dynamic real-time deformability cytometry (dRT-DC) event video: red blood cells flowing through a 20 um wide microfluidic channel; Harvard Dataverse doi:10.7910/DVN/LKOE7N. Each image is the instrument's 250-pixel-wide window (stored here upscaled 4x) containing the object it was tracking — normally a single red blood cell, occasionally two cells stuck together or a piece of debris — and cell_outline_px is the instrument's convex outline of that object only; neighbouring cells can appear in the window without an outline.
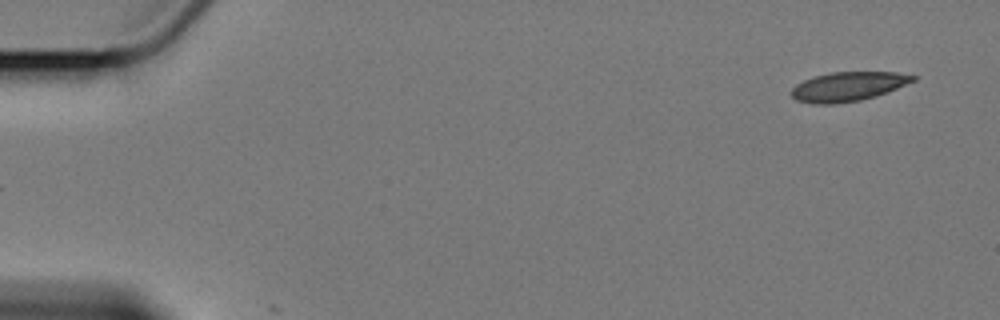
{"species": "Egyptian fruit bat (a non-hibernating species)", "species_latin": "Rousettus aegyptiacus", "temperature_condition": "cold", "stored_images_in_passage": 2, "camera_frame_rate_fps": 3000, "um_per_image_px": 0.085, "animal": {"sex": "female"}, "frame": {"image": 1, "passage_image": 1, "time_ms": 0.0, "image_size_px": [1000, 320], "cell_outline_px": [[916, 80], [888, 92], [876, 96], [860, 100], [832, 104], [812, 104], [796, 100], [788, 92], [796, 84], [804, 80], [816, 76], [832, 72], [896, 72], [916, 76]], "centroid_in_image_um": [72.06, 7.36], "position_along_channel_um": 12.9, "area_um2": 20.75}}